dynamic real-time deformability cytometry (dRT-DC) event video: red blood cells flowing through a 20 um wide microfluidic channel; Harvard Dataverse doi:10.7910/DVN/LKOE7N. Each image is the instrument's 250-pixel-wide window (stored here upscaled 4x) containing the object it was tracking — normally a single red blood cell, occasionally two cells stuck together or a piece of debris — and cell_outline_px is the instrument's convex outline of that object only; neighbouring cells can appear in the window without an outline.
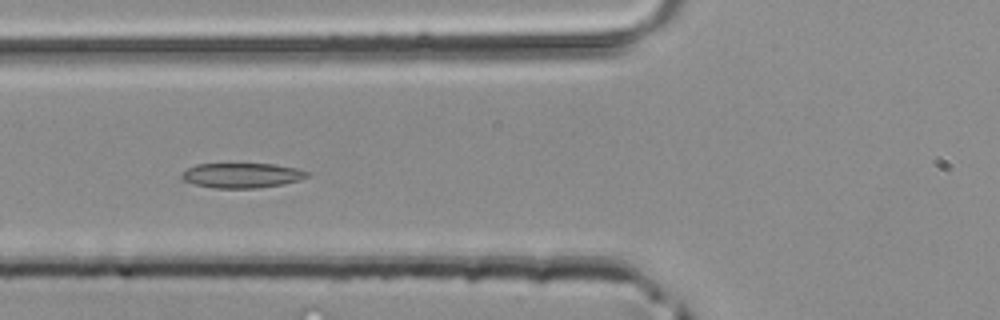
{"species": "common noctule bat (a hibernating species)", "species_latin": "Nyctalus noctula", "temperature_condition": "room temperature", "stored_images_in_passage": 33, "camera_frame_rate_fps": 3000, "um_per_image_px": 0.085, "animal": {"sex": "male", "body_mass_g": 20.4}, "frame": {"image": 1, "passage_image": 5, "time_ms": 1.333, "image_size_px": [1000, 320], "cell_outline_px": [[312, 172], [308, 176], [284, 184], [256, 188], [212, 188], [196, 184], [184, 180], [180, 176], [188, 168], [196, 164], [276, 164], [296, 168]], "centroid_in_image_um": [20.58, 14.9], "position_along_channel_um": 105.2, "area_um2": 18.09}}
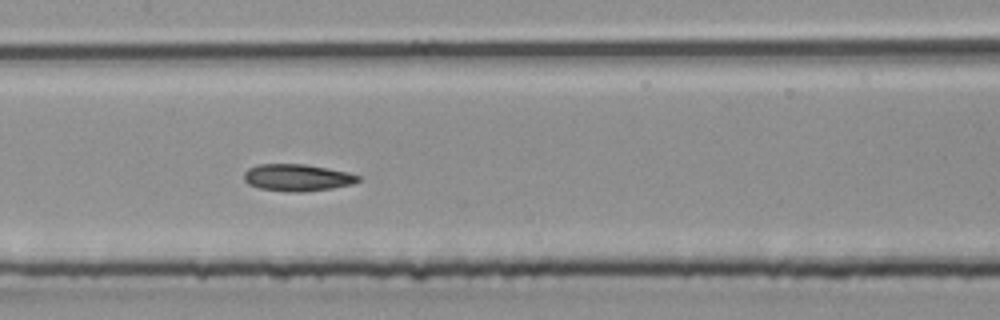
{"frame": {"image": 2, "passage_image": 10, "time_ms": 3.0, "image_size_px": [1000, 320], "cell_outline_px": [[360, 180], [352, 184], [332, 188], [304, 192], [288, 192], [260, 188], [248, 184], [244, 180], [244, 172], [248, 168], [256, 164], [304, 164], [328, 168], [348, 172], [360, 176]], "centroid_in_image_um": [25.25, 15.09], "position_along_channel_um": 182.1, "area_um2": 18.03}}
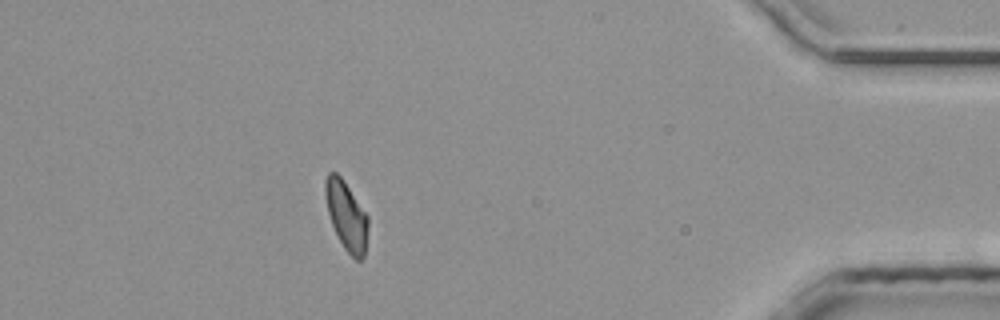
{"frame": {"image": 3, "passage_image": 28, "time_ms": 9.0, "image_size_px": [1000, 320], "cell_outline_px": [[368, 228], [364, 256], [360, 260], [356, 260], [344, 248], [332, 224], [328, 212], [324, 192], [324, 180], [328, 172], [336, 172], [340, 176], [368, 216]], "centroid_in_image_um": [29.43, 18.32], "position_along_channel_um": 405.8, "area_um2": 16.88}}